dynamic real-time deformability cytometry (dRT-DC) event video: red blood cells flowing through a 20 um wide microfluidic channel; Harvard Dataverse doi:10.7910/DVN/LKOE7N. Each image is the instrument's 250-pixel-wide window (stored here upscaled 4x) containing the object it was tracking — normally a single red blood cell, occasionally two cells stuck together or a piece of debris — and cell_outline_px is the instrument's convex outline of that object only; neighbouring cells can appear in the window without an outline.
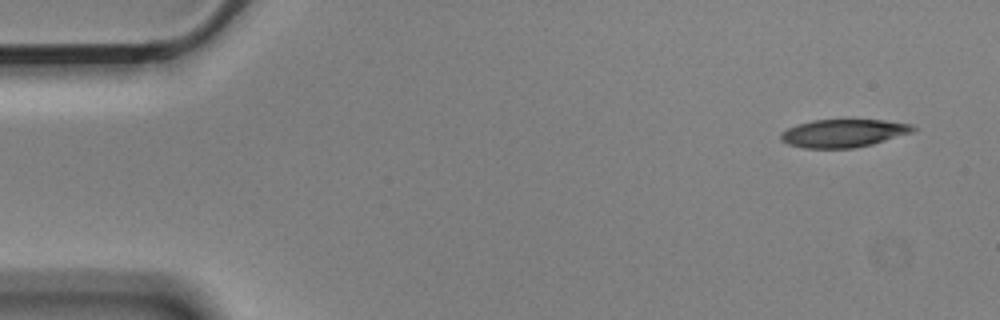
{"species": "Egyptian fruit bat (a non-hibernating species)", "species_latin": "Rousettus aegyptiacus", "temperature_condition": "cold", "stored_images_in_passage": 3, "camera_frame_rate_fps": 3000, "um_per_image_px": 0.085, "animal": {"sex": "male"}, "frame": {"image": 1, "passage_image": 1, "time_ms": 0.0, "image_size_px": [1000, 320], "cell_outline_px": [[916, 128], [912, 132], [872, 144], [852, 148], [804, 148], [788, 144], [780, 140], [780, 132], [796, 124], [812, 120], [884, 120], [912, 124]], "centroid_in_image_um": [71.65, 11.32], "position_along_channel_um": 13.4, "area_um2": 21.5}}